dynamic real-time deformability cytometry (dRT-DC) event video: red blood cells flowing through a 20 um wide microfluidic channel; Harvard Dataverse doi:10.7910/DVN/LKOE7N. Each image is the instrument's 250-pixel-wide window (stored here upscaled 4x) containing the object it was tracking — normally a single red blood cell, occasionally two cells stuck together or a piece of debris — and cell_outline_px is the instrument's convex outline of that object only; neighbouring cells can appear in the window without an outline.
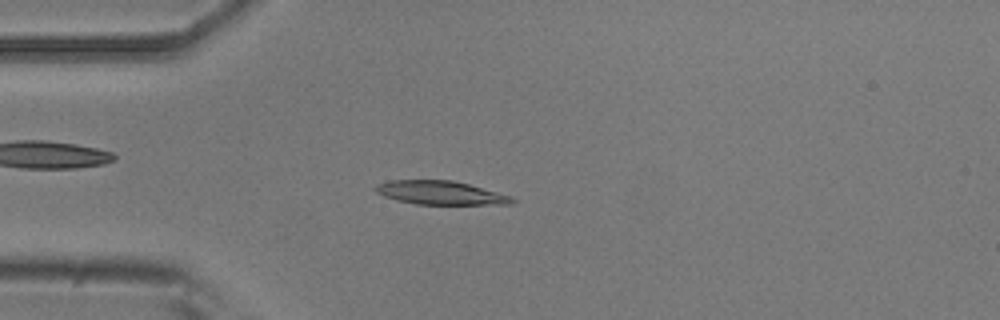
{"species": "common noctule bat (a hibernating species)", "species_latin": "Nyctalus noctula", "temperature_condition": "room temperature", "stored_images_in_passage": 17, "camera_frame_rate_fps": 3000, "um_per_image_px": 0.085, "animal": {"sex": "male", "body_mass_g": 20.5, "forearm_length_mm": 52.5}, "frame": {"image": 1, "passage_image": 12, "time_ms": 3.667, "image_size_px": [1000, 320], "cell_outline_px": [[516, 200], [512, 204], [416, 204], [396, 200], [384, 196], [376, 192], [372, 188], [376, 184], [392, 180], [452, 180], [468, 184], [512, 196]], "centroid_in_image_um": [37.41, 16.38], "position_along_channel_um": 47.6, "area_um2": 18.79}}
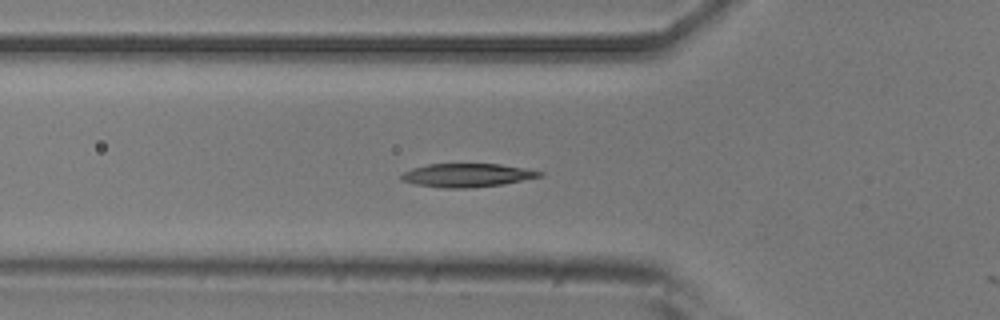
{"frame": {"image": 2, "passage_image": 16, "time_ms": 5.0, "image_size_px": [1000, 320], "cell_outline_px": [[544, 176], [504, 184], [472, 188], [444, 188], [416, 184], [400, 180], [400, 176], [404, 172], [412, 168], [428, 164], [500, 164], [524, 168], [544, 172]], "centroid_in_image_um": [39.72, 14.9], "position_along_channel_um": 86.1, "area_um2": 19.02}}